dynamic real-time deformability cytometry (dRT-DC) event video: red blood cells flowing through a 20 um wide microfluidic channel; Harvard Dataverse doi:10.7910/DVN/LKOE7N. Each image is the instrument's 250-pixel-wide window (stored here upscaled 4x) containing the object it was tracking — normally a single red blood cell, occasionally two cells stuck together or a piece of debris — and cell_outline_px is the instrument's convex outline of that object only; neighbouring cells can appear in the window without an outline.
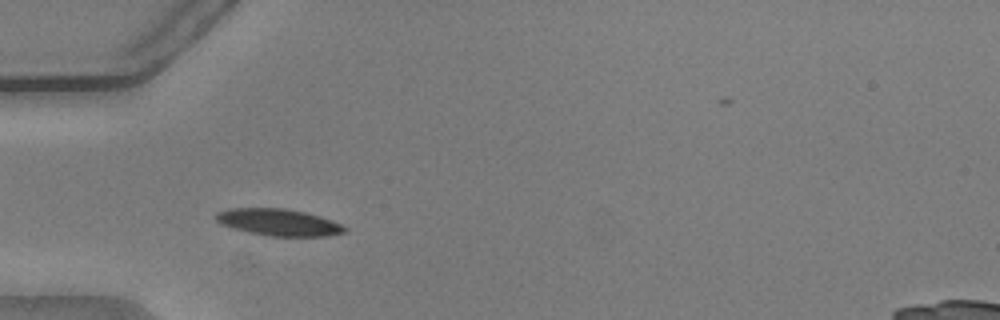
{"species": "common noctule bat (a hibernating species)", "species_latin": "Nyctalus noctula", "temperature_condition": "warm", "stored_images_in_passage": 39, "camera_frame_rate_fps": 3000, "um_per_image_px": 0.085, "animal": {"sex": "male", "body_mass_g": 20.5, "forearm_length_mm": 52.5}, "frame": {"image": 1, "passage_image": 2, "time_ms": 0.333, "image_size_px": [1000, 320], "cell_outline_px": [[348, 232], [328, 236], [272, 236], [248, 232], [232, 228], [216, 220], [212, 216], [216, 212], [228, 208], [284, 208], [304, 212], [320, 216], [332, 220], [348, 228]], "centroid_in_image_um": [23.69, 18.89], "position_along_channel_um": 61.3, "area_um2": 20.23}}
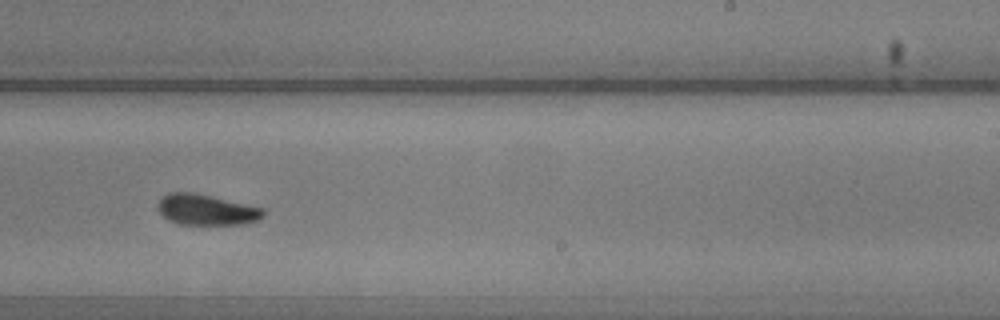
{"frame": {"image": 2, "passage_image": 19, "time_ms": 6.0, "image_size_px": [1000, 320], "cell_outline_px": [[264, 216], [256, 220], [236, 224], [180, 224], [168, 220], [156, 208], [156, 204], [168, 192], [192, 192], [212, 196], [264, 208]], "centroid_in_image_um": [17.5, 17.81], "position_along_channel_um": 271.5, "area_um2": 18.73}}
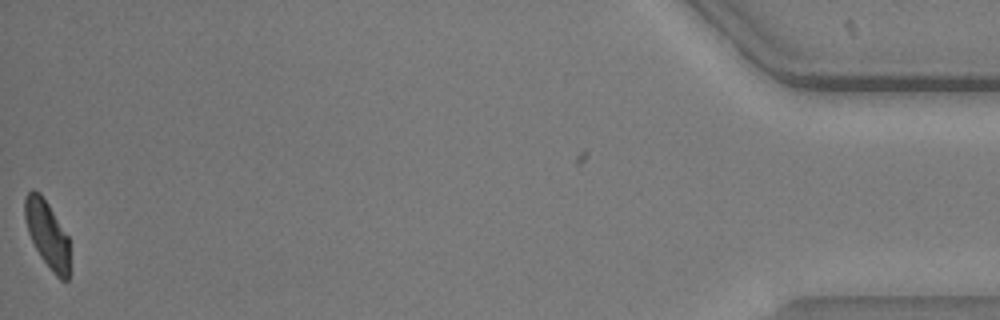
{"frame": {"image": 3, "passage_image": 39, "time_ms": 12.667, "image_size_px": [1000, 320], "cell_outline_px": [[68, 280], [60, 280], [52, 272], [40, 256], [28, 232], [24, 216], [24, 200], [28, 192], [32, 188], [40, 192], [48, 204], [68, 236]], "centroid_in_image_um": [3.99, 19.88], "position_along_channel_um": 431.2, "area_um2": 17.28}, "authors_computed_cell_mechanics": {"area_um2": 19.1896, "velocity_mm_per_s": 3.766, "shape_relaxation_time_tau1_ms": 2.6472, "shape_relaxation_time_tau2_ms": 3.2965, "deformation_change_tau1": 0.0956, "deformation_change_tau2": 0.0871}}